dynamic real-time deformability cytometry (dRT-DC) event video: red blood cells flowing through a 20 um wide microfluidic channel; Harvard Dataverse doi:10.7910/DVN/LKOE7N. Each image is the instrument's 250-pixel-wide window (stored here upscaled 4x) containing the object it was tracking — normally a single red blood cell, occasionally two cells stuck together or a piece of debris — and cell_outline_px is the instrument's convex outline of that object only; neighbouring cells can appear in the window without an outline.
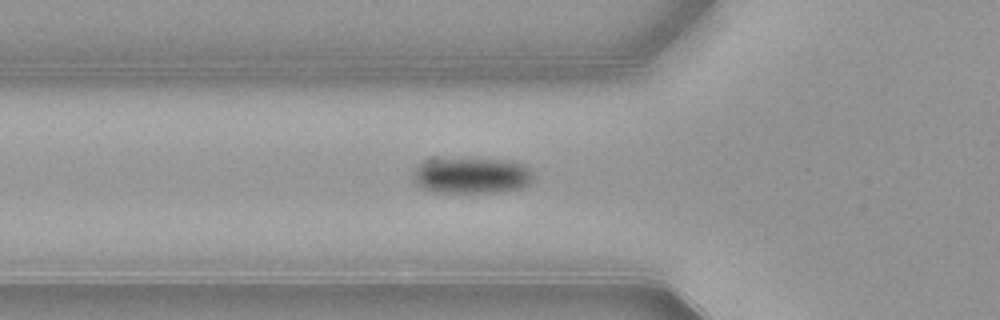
{"species": "common noctule bat (a hibernating species)", "species_latin": "Nyctalus noctula", "temperature_condition": "warm", "stored_images_in_passage": 31, "camera_frame_rate_fps": 3000, "um_per_image_px": 0.085, "animal": {"sex": "female", "body_mass_g": 21.9}, "frame": {"image": 1, "passage_image": 2, "time_ms": 0.333, "image_size_px": [1000, 320], "cell_outline_px": [[532, 180], [528, 184], [520, 188], [496, 192], [432, 192], [420, 188], [412, 180], [412, 172], [420, 164], [432, 156], [436, 156], [512, 160], [524, 164], [532, 172]], "centroid_in_image_um": [40.0, 14.87], "position_along_channel_um": 85.8, "area_um2": 26.24}}
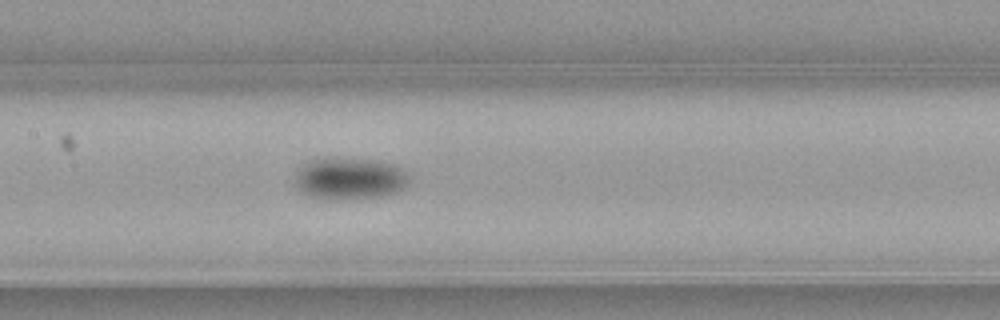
{"frame": {"image": 2, "passage_image": 9, "time_ms": 2.667, "image_size_px": [1000, 320], "cell_outline_px": [[408, 184], [404, 188], [396, 192], [380, 196], [352, 200], [336, 200], [308, 196], [296, 184], [296, 172], [308, 160], [324, 156], [328, 156], [372, 160], [392, 164], [408, 172]], "centroid_in_image_um": [29.71, 15.16], "position_along_channel_um": 177.7, "area_um2": 28.26}}
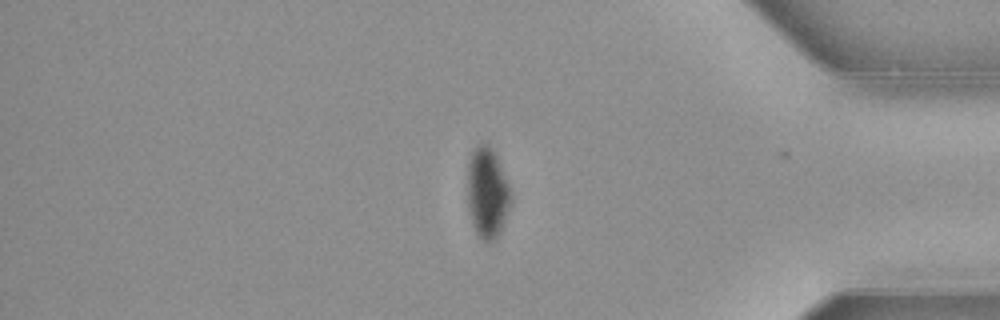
{"frame": {"image": 3, "passage_image": 28, "time_ms": 9.0, "image_size_px": [1000, 320], "cell_outline_px": [[512, 200], [508, 212], [500, 232], [496, 240], [480, 240], [472, 224], [468, 212], [468, 160], [476, 144], [484, 144], [492, 148], [496, 156], [508, 184], [512, 196]], "centroid_in_image_um": [41.41, 16.42], "position_along_channel_um": 393.8, "area_um2": 22.89}}